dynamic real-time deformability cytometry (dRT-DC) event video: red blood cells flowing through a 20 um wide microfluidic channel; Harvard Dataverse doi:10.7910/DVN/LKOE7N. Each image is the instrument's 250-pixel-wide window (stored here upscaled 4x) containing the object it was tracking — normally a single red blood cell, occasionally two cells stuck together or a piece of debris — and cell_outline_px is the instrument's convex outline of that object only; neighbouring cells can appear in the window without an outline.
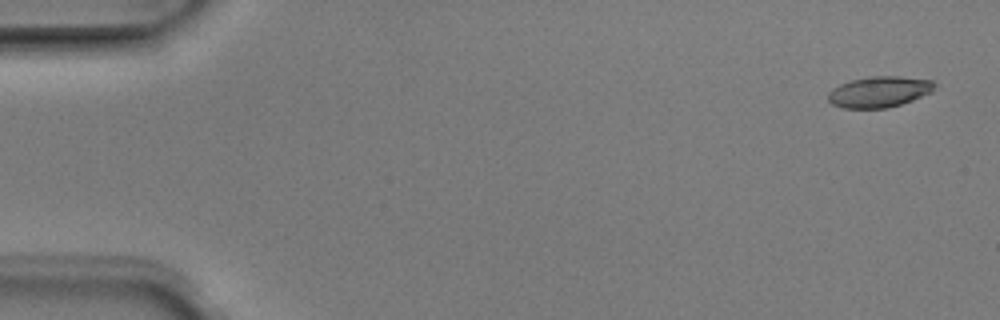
{"species": "Egyptian fruit bat (a non-hibernating species)", "species_latin": "Rousettus aegyptiacus", "temperature_condition": "room temperature", "stored_images_in_passage": 4, "camera_frame_rate_fps": 3000, "um_per_image_px": 0.085, "animal": {"sex": "male"}, "frame": {"image": 1, "passage_image": 1, "time_ms": 0.0, "image_size_px": [1000, 320], "cell_outline_px": [[936, 84], [932, 92], [912, 100], [888, 108], [844, 108], [832, 104], [828, 100], [828, 92], [832, 88], [840, 84], [852, 80], [872, 76], [900, 76], [932, 80]], "centroid_in_image_um": [74.73, 7.8], "position_along_channel_um": 10.3, "area_um2": 19.19}}
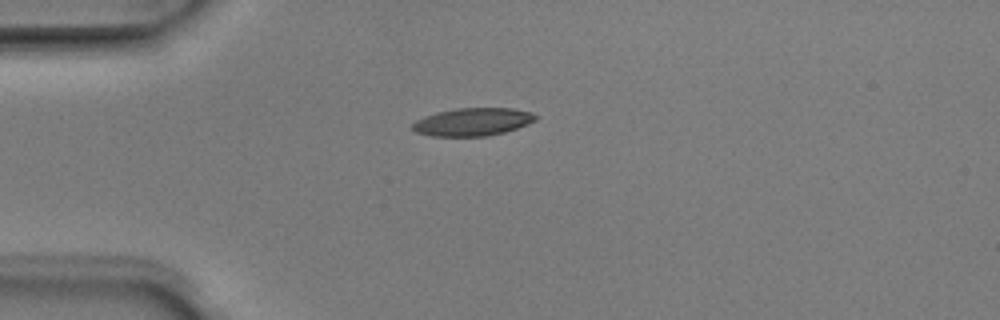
{"frame": {"image": 2, "passage_image": 4, "time_ms": 1.0, "image_size_px": [1000, 320], "cell_outline_px": [[540, 116], [536, 120], [516, 128], [504, 132], [488, 136], [432, 136], [416, 132], [412, 128], [412, 124], [416, 120], [424, 116], [436, 112], [456, 108], [512, 108], [532, 112]], "centroid_in_image_um": [40.19, 10.35], "position_along_channel_um": 44.8, "area_um2": 20.06}}